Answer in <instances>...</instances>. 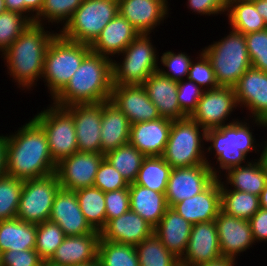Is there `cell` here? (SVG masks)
<instances>
[{"label": "cell", "mask_w": 267, "mask_h": 266, "mask_svg": "<svg viewBox=\"0 0 267 266\" xmlns=\"http://www.w3.org/2000/svg\"><path fill=\"white\" fill-rule=\"evenodd\" d=\"M55 170L46 134L33 118L7 135L6 175L27 180L50 175Z\"/></svg>", "instance_id": "1"}, {"label": "cell", "mask_w": 267, "mask_h": 266, "mask_svg": "<svg viewBox=\"0 0 267 266\" xmlns=\"http://www.w3.org/2000/svg\"><path fill=\"white\" fill-rule=\"evenodd\" d=\"M43 24L31 22L23 33L1 54L14 83L21 90L31 89L41 79L44 57L55 31H47Z\"/></svg>", "instance_id": "2"}, {"label": "cell", "mask_w": 267, "mask_h": 266, "mask_svg": "<svg viewBox=\"0 0 267 266\" xmlns=\"http://www.w3.org/2000/svg\"><path fill=\"white\" fill-rule=\"evenodd\" d=\"M112 87V59L90 51L52 104L66 107L106 102L111 98Z\"/></svg>", "instance_id": "3"}, {"label": "cell", "mask_w": 267, "mask_h": 266, "mask_svg": "<svg viewBox=\"0 0 267 266\" xmlns=\"http://www.w3.org/2000/svg\"><path fill=\"white\" fill-rule=\"evenodd\" d=\"M251 127L249 122L237 120L218 128L206 130V143L210 142V146L205 148L206 153L210 154L213 151L215 159H217L216 163L219 164L217 166L219 171L213 166L214 164L209 166L216 178L223 177L224 170L226 172L230 168L249 163L246 157L250 152L258 151L259 153L260 150L257 147H263V145L256 143Z\"/></svg>", "instance_id": "4"}, {"label": "cell", "mask_w": 267, "mask_h": 266, "mask_svg": "<svg viewBox=\"0 0 267 266\" xmlns=\"http://www.w3.org/2000/svg\"><path fill=\"white\" fill-rule=\"evenodd\" d=\"M90 51L88 44L66 39L59 32L54 36L45 53L41 77L48 87L51 99L67 85Z\"/></svg>", "instance_id": "5"}, {"label": "cell", "mask_w": 267, "mask_h": 266, "mask_svg": "<svg viewBox=\"0 0 267 266\" xmlns=\"http://www.w3.org/2000/svg\"><path fill=\"white\" fill-rule=\"evenodd\" d=\"M203 141L206 142V130L191 117L174 120L161 157L172 168L201 164L210 166L212 163L208 162L209 158L206 157Z\"/></svg>", "instance_id": "6"}, {"label": "cell", "mask_w": 267, "mask_h": 266, "mask_svg": "<svg viewBox=\"0 0 267 266\" xmlns=\"http://www.w3.org/2000/svg\"><path fill=\"white\" fill-rule=\"evenodd\" d=\"M202 51L211 62L219 86L234 87L251 67L245 35L234 30Z\"/></svg>", "instance_id": "7"}, {"label": "cell", "mask_w": 267, "mask_h": 266, "mask_svg": "<svg viewBox=\"0 0 267 266\" xmlns=\"http://www.w3.org/2000/svg\"><path fill=\"white\" fill-rule=\"evenodd\" d=\"M151 38L150 34H139L119 54L123 56L122 62L112 60L113 85H143L149 76L158 71L159 55Z\"/></svg>", "instance_id": "8"}, {"label": "cell", "mask_w": 267, "mask_h": 266, "mask_svg": "<svg viewBox=\"0 0 267 266\" xmlns=\"http://www.w3.org/2000/svg\"><path fill=\"white\" fill-rule=\"evenodd\" d=\"M118 14V0H84L59 33L71 41L91 45Z\"/></svg>", "instance_id": "9"}, {"label": "cell", "mask_w": 267, "mask_h": 266, "mask_svg": "<svg viewBox=\"0 0 267 266\" xmlns=\"http://www.w3.org/2000/svg\"><path fill=\"white\" fill-rule=\"evenodd\" d=\"M37 113L33 119L42 127L49 144L50 154L57 165L63 159L78 152L73 116L54 104Z\"/></svg>", "instance_id": "10"}, {"label": "cell", "mask_w": 267, "mask_h": 266, "mask_svg": "<svg viewBox=\"0 0 267 266\" xmlns=\"http://www.w3.org/2000/svg\"><path fill=\"white\" fill-rule=\"evenodd\" d=\"M60 187L55 172L47 176L23 180L16 217L36 225L48 221L55 195Z\"/></svg>", "instance_id": "11"}, {"label": "cell", "mask_w": 267, "mask_h": 266, "mask_svg": "<svg viewBox=\"0 0 267 266\" xmlns=\"http://www.w3.org/2000/svg\"><path fill=\"white\" fill-rule=\"evenodd\" d=\"M238 107L249 110L248 118L253 124L266 127L267 124V72L250 67L234 86ZM252 115H251V114Z\"/></svg>", "instance_id": "12"}, {"label": "cell", "mask_w": 267, "mask_h": 266, "mask_svg": "<svg viewBox=\"0 0 267 266\" xmlns=\"http://www.w3.org/2000/svg\"><path fill=\"white\" fill-rule=\"evenodd\" d=\"M237 107L234 87L220 86L203 91L197 109L190 117L205 130L218 128L239 120L233 118L231 122H226Z\"/></svg>", "instance_id": "13"}, {"label": "cell", "mask_w": 267, "mask_h": 266, "mask_svg": "<svg viewBox=\"0 0 267 266\" xmlns=\"http://www.w3.org/2000/svg\"><path fill=\"white\" fill-rule=\"evenodd\" d=\"M215 179L207 164L172 168L165 193L168 207L201 193Z\"/></svg>", "instance_id": "14"}, {"label": "cell", "mask_w": 267, "mask_h": 266, "mask_svg": "<svg viewBox=\"0 0 267 266\" xmlns=\"http://www.w3.org/2000/svg\"><path fill=\"white\" fill-rule=\"evenodd\" d=\"M104 158L102 153L76 152L63 159L55 170L60 186L73 191L93 186Z\"/></svg>", "instance_id": "15"}, {"label": "cell", "mask_w": 267, "mask_h": 266, "mask_svg": "<svg viewBox=\"0 0 267 266\" xmlns=\"http://www.w3.org/2000/svg\"><path fill=\"white\" fill-rule=\"evenodd\" d=\"M72 116L78 152L101 153L102 103L64 107Z\"/></svg>", "instance_id": "16"}, {"label": "cell", "mask_w": 267, "mask_h": 266, "mask_svg": "<svg viewBox=\"0 0 267 266\" xmlns=\"http://www.w3.org/2000/svg\"><path fill=\"white\" fill-rule=\"evenodd\" d=\"M110 101L127 116L130 124L161 117L143 85H113Z\"/></svg>", "instance_id": "17"}, {"label": "cell", "mask_w": 267, "mask_h": 266, "mask_svg": "<svg viewBox=\"0 0 267 266\" xmlns=\"http://www.w3.org/2000/svg\"><path fill=\"white\" fill-rule=\"evenodd\" d=\"M221 257L215 221L194 224L180 266H198Z\"/></svg>", "instance_id": "18"}, {"label": "cell", "mask_w": 267, "mask_h": 266, "mask_svg": "<svg viewBox=\"0 0 267 266\" xmlns=\"http://www.w3.org/2000/svg\"><path fill=\"white\" fill-rule=\"evenodd\" d=\"M222 257L236 259L255 244L249 220L220 211L214 219Z\"/></svg>", "instance_id": "19"}, {"label": "cell", "mask_w": 267, "mask_h": 266, "mask_svg": "<svg viewBox=\"0 0 267 266\" xmlns=\"http://www.w3.org/2000/svg\"><path fill=\"white\" fill-rule=\"evenodd\" d=\"M49 221L57 223L66 236L100 233L87 222L75 191L62 187L55 195Z\"/></svg>", "instance_id": "20"}, {"label": "cell", "mask_w": 267, "mask_h": 266, "mask_svg": "<svg viewBox=\"0 0 267 266\" xmlns=\"http://www.w3.org/2000/svg\"><path fill=\"white\" fill-rule=\"evenodd\" d=\"M168 0H118V13L140 34H151L169 17Z\"/></svg>", "instance_id": "21"}, {"label": "cell", "mask_w": 267, "mask_h": 266, "mask_svg": "<svg viewBox=\"0 0 267 266\" xmlns=\"http://www.w3.org/2000/svg\"><path fill=\"white\" fill-rule=\"evenodd\" d=\"M172 209L192 225L213 221L221 211L220 179L216 178L204 191L175 204Z\"/></svg>", "instance_id": "22"}, {"label": "cell", "mask_w": 267, "mask_h": 266, "mask_svg": "<svg viewBox=\"0 0 267 266\" xmlns=\"http://www.w3.org/2000/svg\"><path fill=\"white\" fill-rule=\"evenodd\" d=\"M172 120H157L131 124L129 143L146 157L162 156L168 142Z\"/></svg>", "instance_id": "23"}, {"label": "cell", "mask_w": 267, "mask_h": 266, "mask_svg": "<svg viewBox=\"0 0 267 266\" xmlns=\"http://www.w3.org/2000/svg\"><path fill=\"white\" fill-rule=\"evenodd\" d=\"M154 228L139 214L129 210L119 217L109 220L100 231V238L122 244L136 246L149 237Z\"/></svg>", "instance_id": "24"}, {"label": "cell", "mask_w": 267, "mask_h": 266, "mask_svg": "<svg viewBox=\"0 0 267 266\" xmlns=\"http://www.w3.org/2000/svg\"><path fill=\"white\" fill-rule=\"evenodd\" d=\"M143 86L161 117L172 121L188 117L180 109L176 81L156 71L144 81Z\"/></svg>", "instance_id": "25"}, {"label": "cell", "mask_w": 267, "mask_h": 266, "mask_svg": "<svg viewBox=\"0 0 267 266\" xmlns=\"http://www.w3.org/2000/svg\"><path fill=\"white\" fill-rule=\"evenodd\" d=\"M139 34L130 22L118 13L103 28L90 48L99 55L113 59L114 55L119 56Z\"/></svg>", "instance_id": "26"}, {"label": "cell", "mask_w": 267, "mask_h": 266, "mask_svg": "<svg viewBox=\"0 0 267 266\" xmlns=\"http://www.w3.org/2000/svg\"><path fill=\"white\" fill-rule=\"evenodd\" d=\"M100 233L66 236L49 262L59 266H73L97 259Z\"/></svg>", "instance_id": "27"}, {"label": "cell", "mask_w": 267, "mask_h": 266, "mask_svg": "<svg viewBox=\"0 0 267 266\" xmlns=\"http://www.w3.org/2000/svg\"><path fill=\"white\" fill-rule=\"evenodd\" d=\"M260 152L259 159L251 160L245 165L233 167L224 172L227 184L222 181L223 178H219L220 188H233L232 190L259 196L267 183V164L263 158V151Z\"/></svg>", "instance_id": "28"}, {"label": "cell", "mask_w": 267, "mask_h": 266, "mask_svg": "<svg viewBox=\"0 0 267 266\" xmlns=\"http://www.w3.org/2000/svg\"><path fill=\"white\" fill-rule=\"evenodd\" d=\"M192 226L189 221L169 207L153 232L172 254L181 259L186 251Z\"/></svg>", "instance_id": "29"}, {"label": "cell", "mask_w": 267, "mask_h": 266, "mask_svg": "<svg viewBox=\"0 0 267 266\" xmlns=\"http://www.w3.org/2000/svg\"><path fill=\"white\" fill-rule=\"evenodd\" d=\"M131 124L127 116L110 100L102 102L101 153L129 143Z\"/></svg>", "instance_id": "30"}, {"label": "cell", "mask_w": 267, "mask_h": 266, "mask_svg": "<svg viewBox=\"0 0 267 266\" xmlns=\"http://www.w3.org/2000/svg\"><path fill=\"white\" fill-rule=\"evenodd\" d=\"M130 210L139 214L153 228L160 222L169 208L165 193L130 183Z\"/></svg>", "instance_id": "31"}, {"label": "cell", "mask_w": 267, "mask_h": 266, "mask_svg": "<svg viewBox=\"0 0 267 266\" xmlns=\"http://www.w3.org/2000/svg\"><path fill=\"white\" fill-rule=\"evenodd\" d=\"M36 224L12 218L0 221V253L35 249Z\"/></svg>", "instance_id": "32"}, {"label": "cell", "mask_w": 267, "mask_h": 266, "mask_svg": "<svg viewBox=\"0 0 267 266\" xmlns=\"http://www.w3.org/2000/svg\"><path fill=\"white\" fill-rule=\"evenodd\" d=\"M225 15L231 25L230 29L244 35L267 29L263 17L251 0H228Z\"/></svg>", "instance_id": "33"}, {"label": "cell", "mask_w": 267, "mask_h": 266, "mask_svg": "<svg viewBox=\"0 0 267 266\" xmlns=\"http://www.w3.org/2000/svg\"><path fill=\"white\" fill-rule=\"evenodd\" d=\"M75 193L87 222L100 232L106 225L105 193L95 186L80 188Z\"/></svg>", "instance_id": "34"}, {"label": "cell", "mask_w": 267, "mask_h": 266, "mask_svg": "<svg viewBox=\"0 0 267 266\" xmlns=\"http://www.w3.org/2000/svg\"><path fill=\"white\" fill-rule=\"evenodd\" d=\"M172 167L161 156L146 157L137 174L134 184L166 193Z\"/></svg>", "instance_id": "35"}, {"label": "cell", "mask_w": 267, "mask_h": 266, "mask_svg": "<svg viewBox=\"0 0 267 266\" xmlns=\"http://www.w3.org/2000/svg\"><path fill=\"white\" fill-rule=\"evenodd\" d=\"M221 190V211L227 215L249 220L259 209V196L229 188Z\"/></svg>", "instance_id": "36"}, {"label": "cell", "mask_w": 267, "mask_h": 266, "mask_svg": "<svg viewBox=\"0 0 267 266\" xmlns=\"http://www.w3.org/2000/svg\"><path fill=\"white\" fill-rule=\"evenodd\" d=\"M135 248L140 266H180V259L161 243L154 232Z\"/></svg>", "instance_id": "37"}, {"label": "cell", "mask_w": 267, "mask_h": 266, "mask_svg": "<svg viewBox=\"0 0 267 266\" xmlns=\"http://www.w3.org/2000/svg\"><path fill=\"white\" fill-rule=\"evenodd\" d=\"M104 156L129 184L136 180L142 162L146 158L130 143L121 145L117 149L107 152Z\"/></svg>", "instance_id": "38"}, {"label": "cell", "mask_w": 267, "mask_h": 266, "mask_svg": "<svg viewBox=\"0 0 267 266\" xmlns=\"http://www.w3.org/2000/svg\"><path fill=\"white\" fill-rule=\"evenodd\" d=\"M97 259L101 266H140L135 246L99 239Z\"/></svg>", "instance_id": "39"}, {"label": "cell", "mask_w": 267, "mask_h": 266, "mask_svg": "<svg viewBox=\"0 0 267 266\" xmlns=\"http://www.w3.org/2000/svg\"><path fill=\"white\" fill-rule=\"evenodd\" d=\"M84 0H44L40 13L35 17L34 22L37 24L50 25L57 23L65 27L70 21L72 15ZM44 20V23H43ZM54 22V23H53Z\"/></svg>", "instance_id": "40"}, {"label": "cell", "mask_w": 267, "mask_h": 266, "mask_svg": "<svg viewBox=\"0 0 267 266\" xmlns=\"http://www.w3.org/2000/svg\"><path fill=\"white\" fill-rule=\"evenodd\" d=\"M65 237L57 223L48 220L37 224L35 251L43 261H48Z\"/></svg>", "instance_id": "41"}, {"label": "cell", "mask_w": 267, "mask_h": 266, "mask_svg": "<svg viewBox=\"0 0 267 266\" xmlns=\"http://www.w3.org/2000/svg\"><path fill=\"white\" fill-rule=\"evenodd\" d=\"M23 180L10 175L0 177V221L16 218Z\"/></svg>", "instance_id": "42"}, {"label": "cell", "mask_w": 267, "mask_h": 266, "mask_svg": "<svg viewBox=\"0 0 267 266\" xmlns=\"http://www.w3.org/2000/svg\"><path fill=\"white\" fill-rule=\"evenodd\" d=\"M30 23L31 21L27 17L18 12L0 13V53H3Z\"/></svg>", "instance_id": "43"}, {"label": "cell", "mask_w": 267, "mask_h": 266, "mask_svg": "<svg viewBox=\"0 0 267 266\" xmlns=\"http://www.w3.org/2000/svg\"><path fill=\"white\" fill-rule=\"evenodd\" d=\"M160 62H161V67L165 68H158V71L172 79L173 81L179 82L188 77V72L190 69V65L192 62V59L190 56H188L187 53L185 52H178L177 54L174 53L173 51H166L162 53V56H160ZM186 77V78H184Z\"/></svg>", "instance_id": "44"}, {"label": "cell", "mask_w": 267, "mask_h": 266, "mask_svg": "<svg viewBox=\"0 0 267 266\" xmlns=\"http://www.w3.org/2000/svg\"><path fill=\"white\" fill-rule=\"evenodd\" d=\"M198 54L199 57L195 58L197 62L195 60L191 62L187 79L199 85L204 91L220 87L210 60L203 51Z\"/></svg>", "instance_id": "45"}, {"label": "cell", "mask_w": 267, "mask_h": 266, "mask_svg": "<svg viewBox=\"0 0 267 266\" xmlns=\"http://www.w3.org/2000/svg\"><path fill=\"white\" fill-rule=\"evenodd\" d=\"M251 66L267 72V29L245 34Z\"/></svg>", "instance_id": "46"}, {"label": "cell", "mask_w": 267, "mask_h": 266, "mask_svg": "<svg viewBox=\"0 0 267 266\" xmlns=\"http://www.w3.org/2000/svg\"><path fill=\"white\" fill-rule=\"evenodd\" d=\"M93 186L98 187L105 193L108 191L128 188L129 183L120 172L116 170L106 158H104L96 173Z\"/></svg>", "instance_id": "47"}, {"label": "cell", "mask_w": 267, "mask_h": 266, "mask_svg": "<svg viewBox=\"0 0 267 266\" xmlns=\"http://www.w3.org/2000/svg\"><path fill=\"white\" fill-rule=\"evenodd\" d=\"M203 91L204 90L199 85L188 79L177 82V98L179 106L188 117H190L197 109Z\"/></svg>", "instance_id": "48"}, {"label": "cell", "mask_w": 267, "mask_h": 266, "mask_svg": "<svg viewBox=\"0 0 267 266\" xmlns=\"http://www.w3.org/2000/svg\"><path fill=\"white\" fill-rule=\"evenodd\" d=\"M106 223L130 210L129 187L105 192Z\"/></svg>", "instance_id": "49"}, {"label": "cell", "mask_w": 267, "mask_h": 266, "mask_svg": "<svg viewBox=\"0 0 267 266\" xmlns=\"http://www.w3.org/2000/svg\"><path fill=\"white\" fill-rule=\"evenodd\" d=\"M42 262L35 249L9 250L1 253L2 266H40Z\"/></svg>", "instance_id": "50"}, {"label": "cell", "mask_w": 267, "mask_h": 266, "mask_svg": "<svg viewBox=\"0 0 267 266\" xmlns=\"http://www.w3.org/2000/svg\"><path fill=\"white\" fill-rule=\"evenodd\" d=\"M187 8L200 15L226 14L228 0H187Z\"/></svg>", "instance_id": "51"}, {"label": "cell", "mask_w": 267, "mask_h": 266, "mask_svg": "<svg viewBox=\"0 0 267 266\" xmlns=\"http://www.w3.org/2000/svg\"><path fill=\"white\" fill-rule=\"evenodd\" d=\"M254 242L267 241V210L260 208L250 219Z\"/></svg>", "instance_id": "52"}, {"label": "cell", "mask_w": 267, "mask_h": 266, "mask_svg": "<svg viewBox=\"0 0 267 266\" xmlns=\"http://www.w3.org/2000/svg\"><path fill=\"white\" fill-rule=\"evenodd\" d=\"M44 0H24V16L31 22L40 13Z\"/></svg>", "instance_id": "53"}, {"label": "cell", "mask_w": 267, "mask_h": 266, "mask_svg": "<svg viewBox=\"0 0 267 266\" xmlns=\"http://www.w3.org/2000/svg\"><path fill=\"white\" fill-rule=\"evenodd\" d=\"M7 170V135H0V177L6 175Z\"/></svg>", "instance_id": "54"}, {"label": "cell", "mask_w": 267, "mask_h": 266, "mask_svg": "<svg viewBox=\"0 0 267 266\" xmlns=\"http://www.w3.org/2000/svg\"><path fill=\"white\" fill-rule=\"evenodd\" d=\"M7 11H14L24 15V0H5Z\"/></svg>", "instance_id": "55"}, {"label": "cell", "mask_w": 267, "mask_h": 266, "mask_svg": "<svg viewBox=\"0 0 267 266\" xmlns=\"http://www.w3.org/2000/svg\"><path fill=\"white\" fill-rule=\"evenodd\" d=\"M236 259L221 257L217 260L200 264L198 266H234L237 264Z\"/></svg>", "instance_id": "56"}, {"label": "cell", "mask_w": 267, "mask_h": 266, "mask_svg": "<svg viewBox=\"0 0 267 266\" xmlns=\"http://www.w3.org/2000/svg\"><path fill=\"white\" fill-rule=\"evenodd\" d=\"M254 3L255 9L263 17L267 25V0H251Z\"/></svg>", "instance_id": "57"}, {"label": "cell", "mask_w": 267, "mask_h": 266, "mask_svg": "<svg viewBox=\"0 0 267 266\" xmlns=\"http://www.w3.org/2000/svg\"><path fill=\"white\" fill-rule=\"evenodd\" d=\"M259 204H260V208L267 210V183L265 185V188L262 190V192L259 195Z\"/></svg>", "instance_id": "58"}, {"label": "cell", "mask_w": 267, "mask_h": 266, "mask_svg": "<svg viewBox=\"0 0 267 266\" xmlns=\"http://www.w3.org/2000/svg\"><path fill=\"white\" fill-rule=\"evenodd\" d=\"M73 266H101V265H100V262L98 261V259H96L93 262H88V263H84V264H77V265H73Z\"/></svg>", "instance_id": "59"}, {"label": "cell", "mask_w": 267, "mask_h": 266, "mask_svg": "<svg viewBox=\"0 0 267 266\" xmlns=\"http://www.w3.org/2000/svg\"><path fill=\"white\" fill-rule=\"evenodd\" d=\"M267 140V139H266ZM264 145L262 148V151H263V158H264V161L265 163L267 164V141H264Z\"/></svg>", "instance_id": "60"}, {"label": "cell", "mask_w": 267, "mask_h": 266, "mask_svg": "<svg viewBox=\"0 0 267 266\" xmlns=\"http://www.w3.org/2000/svg\"><path fill=\"white\" fill-rule=\"evenodd\" d=\"M7 11L5 6V0H0V13Z\"/></svg>", "instance_id": "61"}, {"label": "cell", "mask_w": 267, "mask_h": 266, "mask_svg": "<svg viewBox=\"0 0 267 266\" xmlns=\"http://www.w3.org/2000/svg\"><path fill=\"white\" fill-rule=\"evenodd\" d=\"M40 266H59V265H55L49 261H43Z\"/></svg>", "instance_id": "62"}]
</instances>
